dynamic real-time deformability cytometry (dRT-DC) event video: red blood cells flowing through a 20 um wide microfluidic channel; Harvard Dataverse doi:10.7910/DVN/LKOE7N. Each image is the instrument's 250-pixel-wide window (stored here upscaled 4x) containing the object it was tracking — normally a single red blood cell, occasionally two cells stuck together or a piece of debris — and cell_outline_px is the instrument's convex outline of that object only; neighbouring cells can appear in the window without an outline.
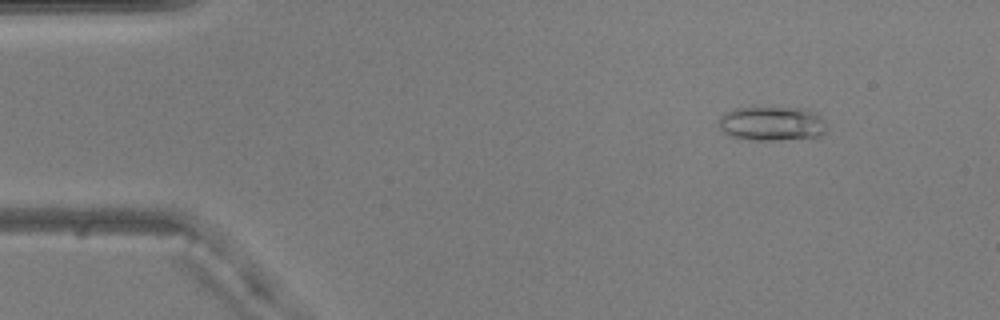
{"species": "common noctule bat (a hibernating species)", "species_latin": "Nyctalus noctula", "temperature_condition": "warm", "stored_images_in_passage": 55, "camera_frame_rate_fps": 3000, "um_per_image_px": 0.085, "animal": {"sex": "male", "body_mass_g": 20.5, "forearm_length_mm": 52.5}, "frame": {"image": 1, "passage_image": 7, "time_ms": 2.0, "image_size_px": [1000, 320], "cell_outline_px": [[828, 128], [816, 140], [752, 140], [732, 136], [724, 132], [720, 128], [720, 116], [724, 112], [736, 108], [804, 108], [816, 112], [824, 120]], "centroid_in_image_um": [65.71, 10.53], "position_along_channel_um": 19.3, "area_um2": 22.08}}
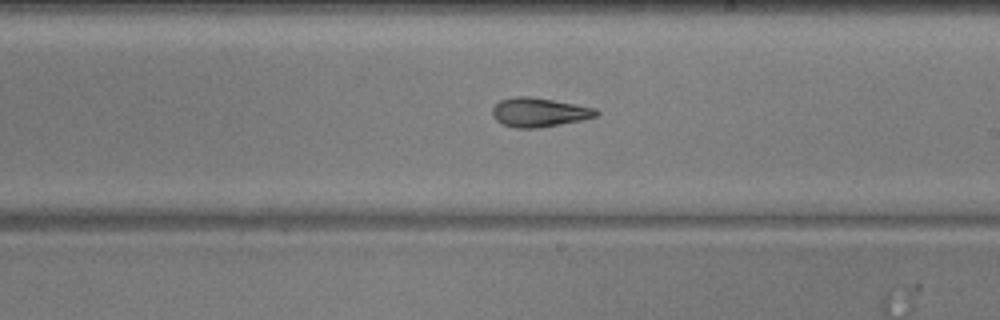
{"frame": {"image": 2, "passage_image": 32, "time_ms": 10.333, "image_size_px": [1000, 320], "cell_outline_px": [[600, 112], [596, 116], [584, 120], [540, 128], [516, 128], [504, 124], [496, 120], [492, 112], [492, 108], [500, 100], [512, 96], [532, 96], [576, 104], [596, 108]], "centroid_in_image_um": [45.85, 9.54], "position_along_channel_um": 243.1, "area_um2": 17.8}}
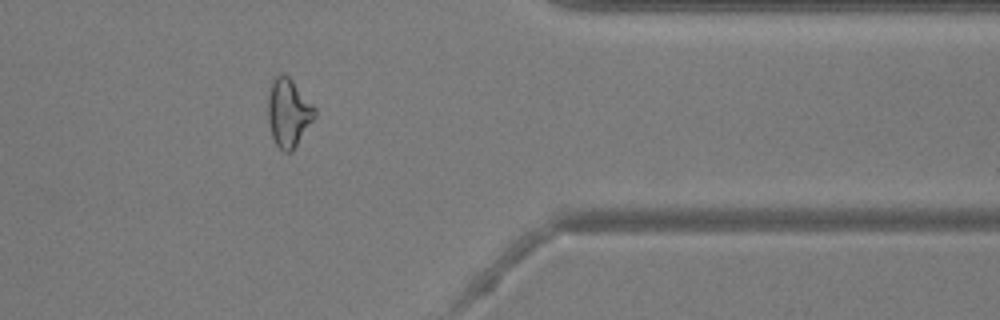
{"frame": {"image": 3, "passage_image": 45, "time_ms": 14.667, "image_size_px": [1000, 320], "cell_outline_px": [[316, 116], [292, 152], [284, 152], [276, 144], [272, 136], [268, 120], [268, 92], [272, 76], [280, 72], [288, 76], [292, 80], [316, 108]], "centroid_in_image_um": [24.5, 9.54], "position_along_channel_um": 386.9, "area_um2": 18.79}, "authors_computed_cell_mechanics": {"area_um2": 18.207, "velocity_mm_per_s": 3.7111, "shape_relaxation_time_tau1_ms": null, "shape_relaxation_time_tau2_ms": 4.9628, "deformation_change_tau1": null, "deformation_change_tau2": 0.1419}}